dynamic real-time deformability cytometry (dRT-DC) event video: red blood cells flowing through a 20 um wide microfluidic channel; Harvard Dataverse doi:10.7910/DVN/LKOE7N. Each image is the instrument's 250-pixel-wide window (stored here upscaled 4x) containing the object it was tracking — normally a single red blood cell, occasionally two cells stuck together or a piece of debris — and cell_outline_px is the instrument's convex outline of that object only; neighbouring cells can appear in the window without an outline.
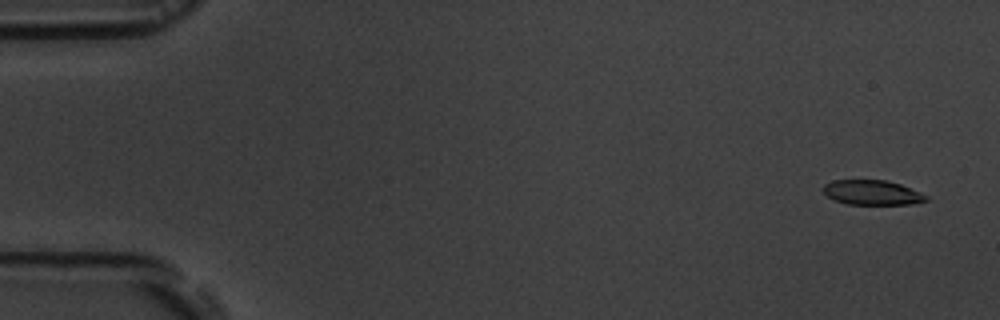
{"species": "common noctule bat (a hibernating species)", "species_latin": "Nyctalus noctula", "temperature_condition": "room temperature", "stored_images_in_passage": 6, "camera_frame_rate_fps": 3000, "um_per_image_px": 0.085, "animal": {"sex": "male", "body_mass_g": 19.5, "forearm_length_mm": 54.6}, "frame": {"image": 1, "passage_image": 1, "time_ms": 0.0, "image_size_px": [1000, 320], "cell_outline_px": [[928, 200], [912, 204], [848, 204], [836, 200], [828, 196], [820, 188], [824, 184], [832, 180], [884, 180], [900, 184], [920, 192], [928, 196]], "centroid_in_image_um": [74.12, 16.36], "position_along_channel_um": 10.9, "area_um2": 14.8}}